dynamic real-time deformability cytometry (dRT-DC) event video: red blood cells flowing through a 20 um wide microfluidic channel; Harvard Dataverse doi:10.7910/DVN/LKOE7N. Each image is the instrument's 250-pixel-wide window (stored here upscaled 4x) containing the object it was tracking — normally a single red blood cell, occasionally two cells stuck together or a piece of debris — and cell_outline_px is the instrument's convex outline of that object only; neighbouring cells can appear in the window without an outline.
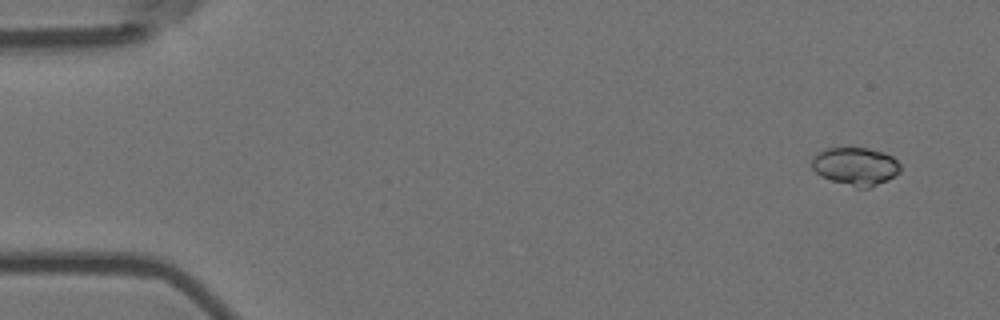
{"species": "Egyptian fruit bat (a non-hibernating species)", "species_latin": "Rousettus aegyptiacus", "temperature_condition": "room temperature", "stored_images_in_passage": 4, "camera_frame_rate_fps": 3000, "um_per_image_px": 0.085, "animal": {"sex": "female"}, "frame": {"image": 1, "passage_image": 1, "time_ms": 0.0, "image_size_px": [1000, 320], "cell_outline_px": [[900, 172], [888, 180], [868, 188], [856, 188], [820, 176], [812, 168], [812, 160], [820, 152], [828, 148], [868, 148], [884, 152], [892, 156], [900, 164]], "centroid_in_image_um": [72.75, 14.14], "position_along_channel_um": 12.2, "area_um2": 19.48}}
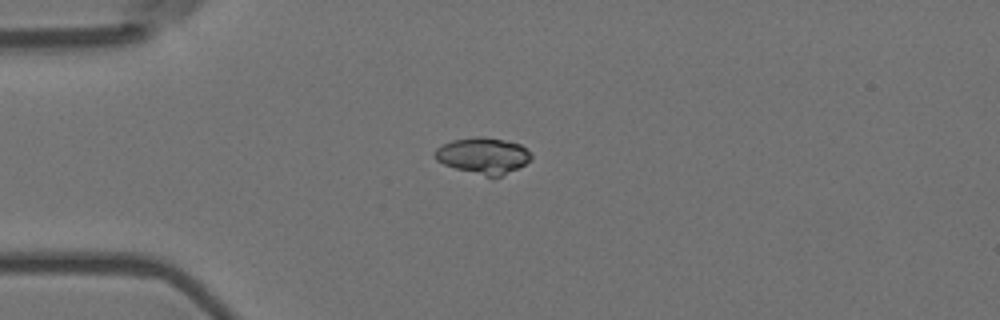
{"frame": {"image": 2, "passage_image": 4, "time_ms": 1.0, "image_size_px": [1000, 320], "cell_outline_px": [[532, 160], [492, 180], [444, 164], [436, 160], [436, 148], [452, 140], [476, 136], [484, 136], [504, 140], [520, 144], [532, 156]], "centroid_in_image_um": [41.07, 13.25], "position_along_channel_um": 43.9, "area_um2": 20.35}}